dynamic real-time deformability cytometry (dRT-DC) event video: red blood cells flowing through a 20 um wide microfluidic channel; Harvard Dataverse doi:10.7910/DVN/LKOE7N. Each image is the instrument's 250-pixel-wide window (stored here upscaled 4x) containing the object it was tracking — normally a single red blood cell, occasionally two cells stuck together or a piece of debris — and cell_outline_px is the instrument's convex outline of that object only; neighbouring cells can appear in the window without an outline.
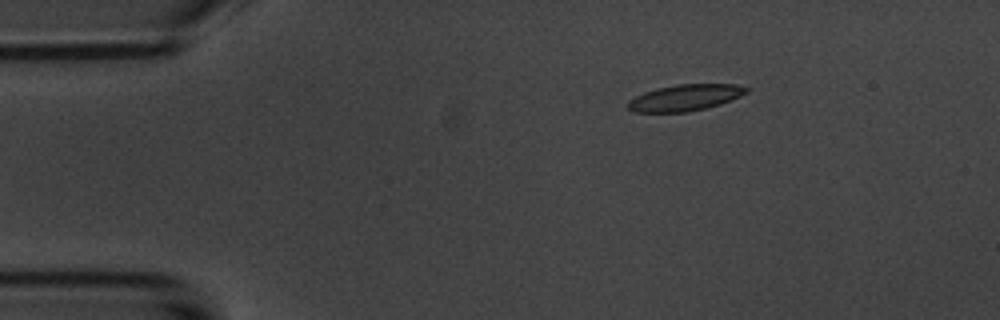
{"species": "common noctule bat (a hibernating species)", "species_latin": "Nyctalus noctula", "temperature_condition": "room temperature", "stored_images_in_passage": 6, "camera_frame_rate_fps": 3000, "um_per_image_px": 0.085, "animal": {"sex": "male", "body_mass_g": 20.1, "forearm_length_mm": 53.5}, "frame": {"image": 1, "passage_image": 3, "time_ms": 2.333, "image_size_px": [1000, 320], "cell_outline_px": [[752, 88], [748, 92], [740, 96], [720, 104], [688, 112], [636, 112], [628, 108], [628, 100], [644, 92], [656, 88], [676, 84], [736, 84]], "centroid_in_image_um": [58.25, 8.29], "position_along_channel_um": 26.7, "area_um2": 18.21}}
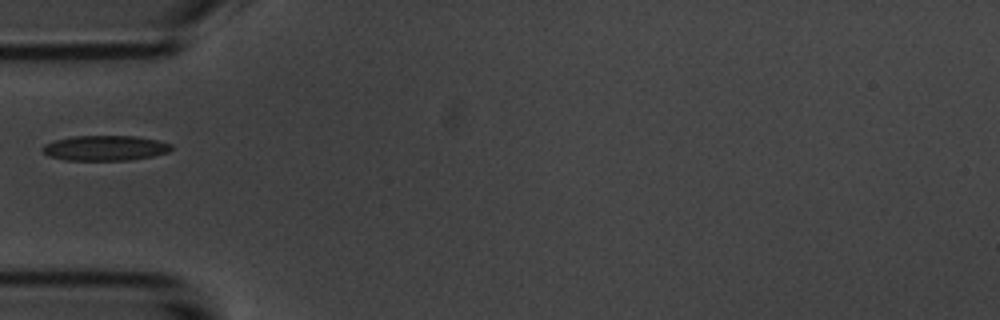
{"frame": {"image": 2, "passage_image": 5, "time_ms": 5.333, "image_size_px": [1000, 320], "cell_outline_px": [[172, 148], [168, 152], [152, 156], [128, 160], [64, 160], [48, 156], [40, 148], [44, 144], [56, 140], [72, 136], [136, 136], [160, 140], [172, 144]], "centroid_in_image_um": [8.93, 12.58], "position_along_channel_um": 76.1, "area_um2": 18.96}}